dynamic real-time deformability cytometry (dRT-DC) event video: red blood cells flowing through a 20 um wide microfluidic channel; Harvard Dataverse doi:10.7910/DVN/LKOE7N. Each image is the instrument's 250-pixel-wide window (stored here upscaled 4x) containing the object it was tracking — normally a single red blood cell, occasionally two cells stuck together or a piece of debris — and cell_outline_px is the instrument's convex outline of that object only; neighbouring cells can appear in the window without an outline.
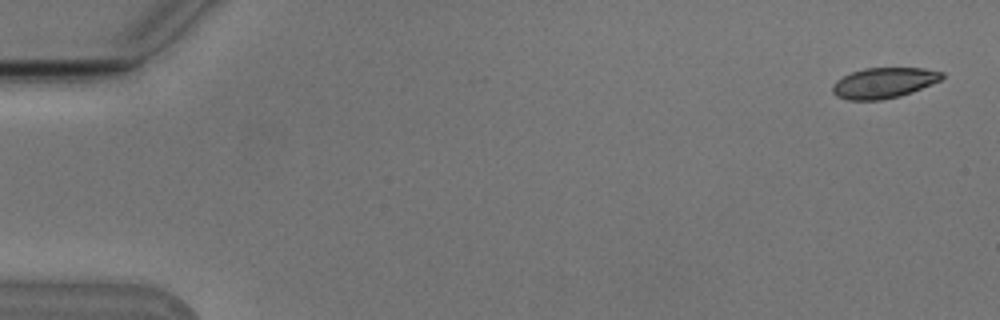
{"species": "Egyptian fruit bat (a non-hibernating species)", "species_latin": "Rousettus aegyptiacus", "temperature_condition": "cold", "stored_images_in_passage": 7, "camera_frame_rate_fps": 3000, "um_per_image_px": 0.085, "animal": {"sex": "male"}, "frame": {"image": 1, "passage_image": 1, "time_ms": 0.0, "image_size_px": [1000, 320], "cell_outline_px": [[944, 76], [940, 80], [912, 92], [900, 96], [880, 100], [848, 100], [836, 96], [832, 92], [832, 84], [836, 80], [852, 72], [864, 68], [924, 68], [944, 72]], "centroid_in_image_um": [75.1, 7.04], "position_along_channel_um": 9.9, "area_um2": 19.48}}
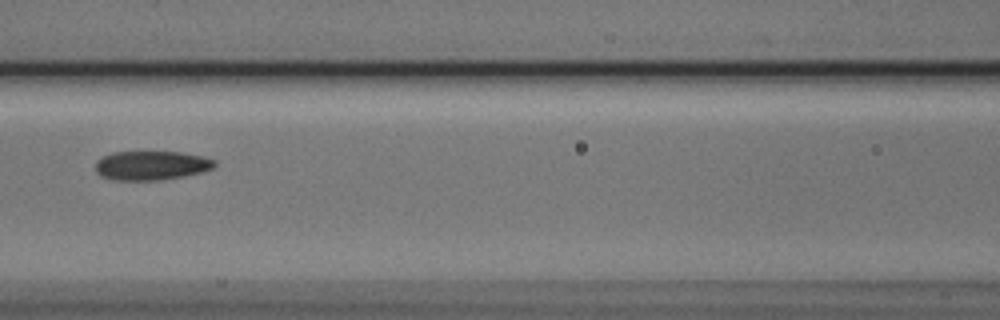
{"frame": {"image": 2, "passage_image": 7, "time_ms": 2.0, "image_size_px": [1000, 320], "cell_outline_px": [[216, 164], [212, 168], [204, 172], [184, 176], [160, 180], [112, 180], [100, 176], [96, 172], [96, 160], [112, 152], [180, 152], [204, 156], [216, 160]], "centroid_in_image_um": [12.87, 14.07], "position_along_channel_um": 153.7, "area_um2": 20.4}}